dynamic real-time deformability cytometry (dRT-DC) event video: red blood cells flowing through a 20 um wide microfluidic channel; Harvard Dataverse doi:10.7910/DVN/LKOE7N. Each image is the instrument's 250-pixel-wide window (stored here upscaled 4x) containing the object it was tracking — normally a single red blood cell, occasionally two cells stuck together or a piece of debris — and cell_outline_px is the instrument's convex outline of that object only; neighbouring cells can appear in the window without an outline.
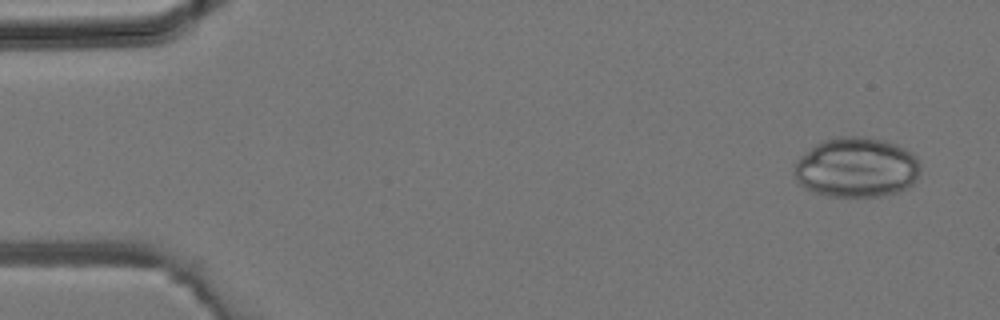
{"species": "common noctule bat (a hibernating species)", "species_latin": "Nyctalus noctula", "temperature_condition": "room temperature", "stored_images_in_passage": 4, "camera_frame_rate_fps": 3000, "um_per_image_px": 0.085, "animal": {"sex": "male", "body_mass_g": 19.2, "forearm_length_mm": 51.8}, "frame": {"image": 1, "passage_image": 1, "time_ms": 0.0, "image_size_px": [1000, 320], "cell_outline_px": [[920, 172], [916, 180], [912, 184], [896, 192], [880, 196], [824, 196], [812, 192], [804, 188], [796, 180], [792, 172], [796, 160], [800, 156], [816, 144], [824, 140], [836, 136], [872, 136], [896, 144], [912, 152], [916, 156], [920, 164]], "centroid_in_image_um": [72.78, 14.22], "position_along_channel_um": 12.2, "area_um2": 44.62}}